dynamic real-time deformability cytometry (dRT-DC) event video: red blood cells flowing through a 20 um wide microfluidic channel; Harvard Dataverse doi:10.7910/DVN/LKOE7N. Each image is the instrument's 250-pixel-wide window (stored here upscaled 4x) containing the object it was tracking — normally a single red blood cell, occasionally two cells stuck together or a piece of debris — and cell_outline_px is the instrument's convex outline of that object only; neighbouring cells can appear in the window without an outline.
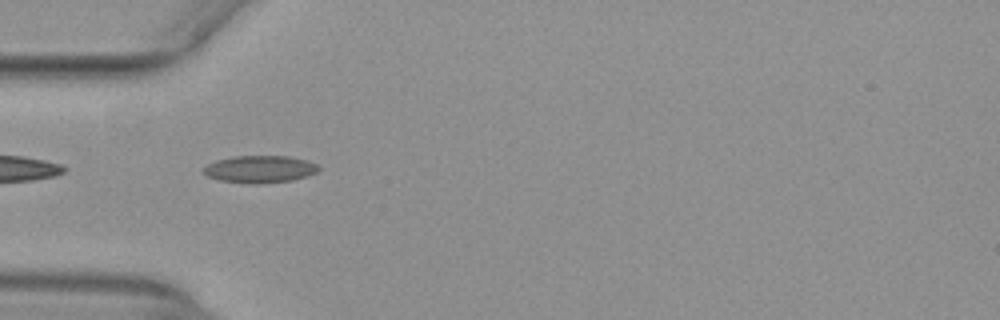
{"species": "common noctule bat (a hibernating species)", "species_latin": "Nyctalus noctula", "temperature_condition": "warm", "stored_images_in_passage": 27, "camera_frame_rate_fps": 3000, "um_per_image_px": 0.085, "animal": {"sex": "female", "body_mass_g": 29.2, "forearm_length_mm": 56.3}, "frame": {"image": 1, "passage_image": 1, "time_ms": 0.0, "image_size_px": [1000, 320], "cell_outline_px": [[320, 168], [316, 172], [308, 176], [292, 180], [256, 184], [220, 180], [208, 176], [204, 172], [204, 168], [208, 164], [216, 160], [236, 156], [288, 156], [304, 160], [316, 164]], "centroid_in_image_um": [22.1, 14.38], "position_along_channel_um": 62.9, "area_um2": 17.98}}
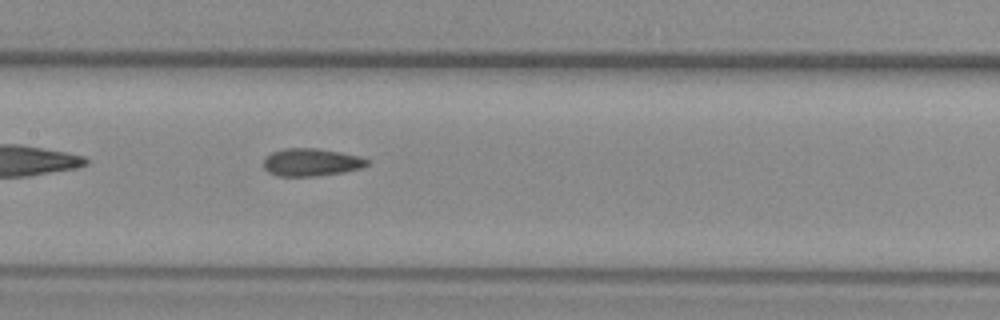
{"frame": {"image": 2, "passage_image": 10, "time_ms": 3.0, "image_size_px": [1000, 320], "cell_outline_px": [[368, 164], [360, 168], [344, 172], [316, 176], [276, 176], [268, 172], [264, 168], [264, 156], [272, 152], [284, 148], [316, 148], [340, 152], [360, 156], [368, 160]], "centroid_in_image_um": [26.42, 13.79], "position_along_channel_um": 181.0, "area_um2": 16.76}}
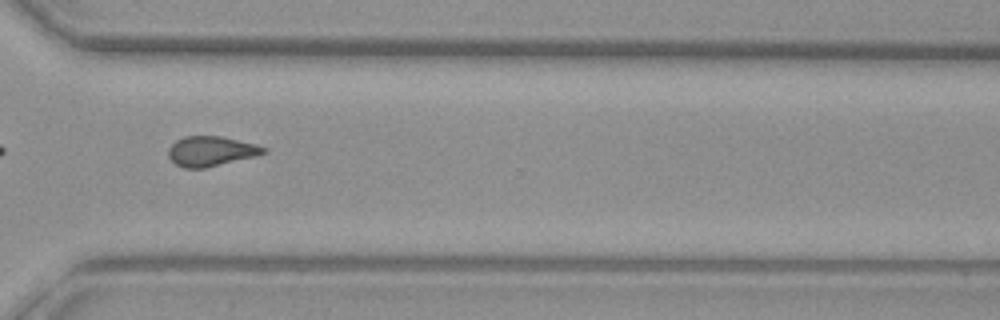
{"frame": {"image": 3, "passage_image": 23, "time_ms": 7.333, "image_size_px": [1000, 320], "cell_outline_px": [[268, 152], [256, 156], [204, 168], [184, 168], [176, 164], [168, 156], [168, 148], [176, 140], [184, 136], [220, 136], [256, 144], [268, 148]], "centroid_in_image_um": [17.95, 12.85], "position_along_channel_um": 352.7, "area_um2": 16.59}, "authors_computed_cell_mechanics": {"area_um2": 16.7042, "velocity_mm_per_s": 3.9703, "shape_relaxation_time_tau1_ms": 9.8342, "shape_relaxation_time_tau2_ms": 2.7321, "deformation_change_tau1": 0.1703, "deformation_change_tau2": 0.0959}}